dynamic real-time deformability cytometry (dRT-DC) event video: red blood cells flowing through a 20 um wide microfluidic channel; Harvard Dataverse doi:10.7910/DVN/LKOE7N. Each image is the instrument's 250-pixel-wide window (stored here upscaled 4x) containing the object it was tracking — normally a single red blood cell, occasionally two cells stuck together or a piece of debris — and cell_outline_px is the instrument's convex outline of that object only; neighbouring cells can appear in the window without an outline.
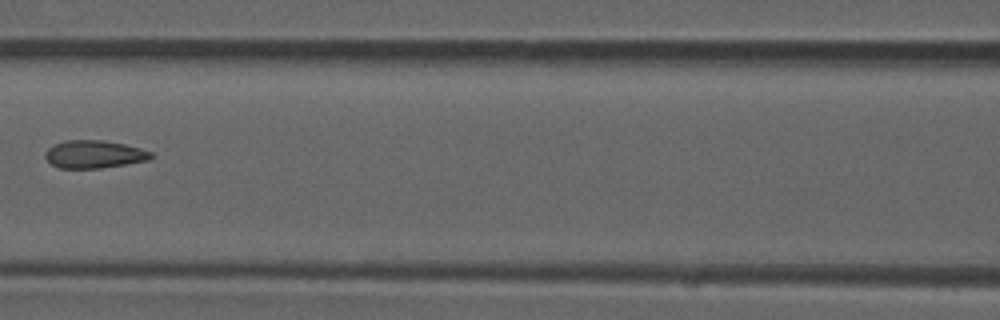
{"species": "common noctule bat (a hibernating species)", "species_latin": "Nyctalus noctula", "temperature_condition": "room temperature", "stored_images_in_passage": 7, "camera_frame_rate_fps": 3000, "um_per_image_px": 0.085, "animal": {"sex": "male", "forearm_length_mm": 52.5}, "frame": {"image": 1, "passage_image": 7, "time_ms": 2.0, "image_size_px": [1000, 320], "cell_outline_px": [[152, 156], [148, 160], [100, 168], [60, 168], [52, 164], [44, 156], [44, 152], [48, 148], [64, 140], [104, 140], [124, 144], [140, 148], [152, 152]], "centroid_in_image_um": [7.98, 13.1], "position_along_channel_um": 158.6, "area_um2": 16.99}}